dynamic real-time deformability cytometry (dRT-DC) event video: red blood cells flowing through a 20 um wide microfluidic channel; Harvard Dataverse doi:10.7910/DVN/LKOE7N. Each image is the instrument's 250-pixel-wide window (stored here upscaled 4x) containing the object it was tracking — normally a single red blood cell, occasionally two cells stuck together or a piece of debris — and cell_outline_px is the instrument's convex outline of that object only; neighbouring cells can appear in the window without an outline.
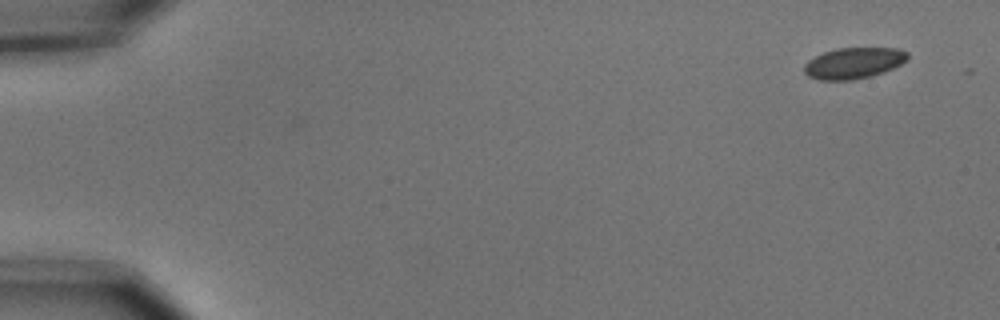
{"species": "common noctule bat (a hibernating species)", "species_latin": "Nyctalus noctula", "temperature_condition": "cold", "stored_images_in_passage": 4, "camera_frame_rate_fps": 3000, "um_per_image_px": 0.085, "animal": {"sex": "male", "body_mass_g": 15.6}, "frame": {"image": 1, "passage_image": 1, "time_ms": 0.0, "image_size_px": [1000, 320], "cell_outline_px": [[908, 60], [884, 72], [852, 80], [820, 80], [808, 76], [804, 72], [804, 64], [808, 60], [824, 52], [836, 48], [896, 48], [908, 52]], "centroid_in_image_um": [72.55, 5.36], "position_along_channel_um": 12.4, "area_um2": 18.67}}